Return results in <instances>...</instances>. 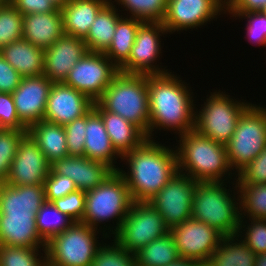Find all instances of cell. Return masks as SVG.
<instances>
[{"mask_svg": "<svg viewBox=\"0 0 266 266\" xmlns=\"http://www.w3.org/2000/svg\"><path fill=\"white\" fill-rule=\"evenodd\" d=\"M23 15L10 3L0 6V49L22 39Z\"/></svg>", "mask_w": 266, "mask_h": 266, "instance_id": "38", "label": "cell"}, {"mask_svg": "<svg viewBox=\"0 0 266 266\" xmlns=\"http://www.w3.org/2000/svg\"><path fill=\"white\" fill-rule=\"evenodd\" d=\"M198 181L177 172L149 203L169 229L191 218L194 189Z\"/></svg>", "mask_w": 266, "mask_h": 266, "instance_id": "13", "label": "cell"}, {"mask_svg": "<svg viewBox=\"0 0 266 266\" xmlns=\"http://www.w3.org/2000/svg\"><path fill=\"white\" fill-rule=\"evenodd\" d=\"M53 82L45 75L23 77L12 93L19 120L28 128L44 119Z\"/></svg>", "mask_w": 266, "mask_h": 266, "instance_id": "17", "label": "cell"}, {"mask_svg": "<svg viewBox=\"0 0 266 266\" xmlns=\"http://www.w3.org/2000/svg\"><path fill=\"white\" fill-rule=\"evenodd\" d=\"M230 17H239L247 19L246 35L248 41L257 46H266V14L263 11L247 12V13H227Z\"/></svg>", "mask_w": 266, "mask_h": 266, "instance_id": "41", "label": "cell"}, {"mask_svg": "<svg viewBox=\"0 0 266 266\" xmlns=\"http://www.w3.org/2000/svg\"><path fill=\"white\" fill-rule=\"evenodd\" d=\"M27 133L39 146L50 164L69 156L64 126L42 120L29 126Z\"/></svg>", "mask_w": 266, "mask_h": 266, "instance_id": "28", "label": "cell"}, {"mask_svg": "<svg viewBox=\"0 0 266 266\" xmlns=\"http://www.w3.org/2000/svg\"><path fill=\"white\" fill-rule=\"evenodd\" d=\"M256 254L238 234L222 237L204 266H255Z\"/></svg>", "mask_w": 266, "mask_h": 266, "instance_id": "30", "label": "cell"}, {"mask_svg": "<svg viewBox=\"0 0 266 266\" xmlns=\"http://www.w3.org/2000/svg\"><path fill=\"white\" fill-rule=\"evenodd\" d=\"M44 51L22 38L2 47L0 54L22 77H37L43 75Z\"/></svg>", "mask_w": 266, "mask_h": 266, "instance_id": "27", "label": "cell"}, {"mask_svg": "<svg viewBox=\"0 0 266 266\" xmlns=\"http://www.w3.org/2000/svg\"><path fill=\"white\" fill-rule=\"evenodd\" d=\"M40 254L41 247L0 245V266H47L46 252Z\"/></svg>", "mask_w": 266, "mask_h": 266, "instance_id": "36", "label": "cell"}, {"mask_svg": "<svg viewBox=\"0 0 266 266\" xmlns=\"http://www.w3.org/2000/svg\"><path fill=\"white\" fill-rule=\"evenodd\" d=\"M22 78L0 54V92L12 94L19 86Z\"/></svg>", "mask_w": 266, "mask_h": 266, "instance_id": "47", "label": "cell"}, {"mask_svg": "<svg viewBox=\"0 0 266 266\" xmlns=\"http://www.w3.org/2000/svg\"><path fill=\"white\" fill-rule=\"evenodd\" d=\"M127 11V17L143 22H162L167 11L168 0H110ZM123 6V7H122ZM129 11V12H128ZM128 13L130 15H128ZM132 14V15H131Z\"/></svg>", "mask_w": 266, "mask_h": 266, "instance_id": "35", "label": "cell"}, {"mask_svg": "<svg viewBox=\"0 0 266 266\" xmlns=\"http://www.w3.org/2000/svg\"><path fill=\"white\" fill-rule=\"evenodd\" d=\"M110 0H70L60 8L65 35L84 39L97 14Z\"/></svg>", "mask_w": 266, "mask_h": 266, "instance_id": "25", "label": "cell"}, {"mask_svg": "<svg viewBox=\"0 0 266 266\" xmlns=\"http://www.w3.org/2000/svg\"><path fill=\"white\" fill-rule=\"evenodd\" d=\"M106 111L138 126L148 138L149 97L147 75L119 72L97 101Z\"/></svg>", "mask_w": 266, "mask_h": 266, "instance_id": "6", "label": "cell"}, {"mask_svg": "<svg viewBox=\"0 0 266 266\" xmlns=\"http://www.w3.org/2000/svg\"><path fill=\"white\" fill-rule=\"evenodd\" d=\"M118 73L119 68L104 53L88 51L63 83L97 102Z\"/></svg>", "mask_w": 266, "mask_h": 266, "instance_id": "11", "label": "cell"}, {"mask_svg": "<svg viewBox=\"0 0 266 266\" xmlns=\"http://www.w3.org/2000/svg\"><path fill=\"white\" fill-rule=\"evenodd\" d=\"M99 230L74 222L46 243L47 266H91L97 250ZM99 243V244H98Z\"/></svg>", "mask_w": 266, "mask_h": 266, "instance_id": "8", "label": "cell"}, {"mask_svg": "<svg viewBox=\"0 0 266 266\" xmlns=\"http://www.w3.org/2000/svg\"><path fill=\"white\" fill-rule=\"evenodd\" d=\"M135 256L137 266H166L180 258L170 231L142 247Z\"/></svg>", "mask_w": 266, "mask_h": 266, "instance_id": "32", "label": "cell"}, {"mask_svg": "<svg viewBox=\"0 0 266 266\" xmlns=\"http://www.w3.org/2000/svg\"><path fill=\"white\" fill-rule=\"evenodd\" d=\"M88 51L83 39L64 34L45 49L43 75L53 83L64 82L70 70Z\"/></svg>", "mask_w": 266, "mask_h": 266, "instance_id": "19", "label": "cell"}, {"mask_svg": "<svg viewBox=\"0 0 266 266\" xmlns=\"http://www.w3.org/2000/svg\"><path fill=\"white\" fill-rule=\"evenodd\" d=\"M266 0H225V13H247L262 11Z\"/></svg>", "mask_w": 266, "mask_h": 266, "instance_id": "49", "label": "cell"}, {"mask_svg": "<svg viewBox=\"0 0 266 266\" xmlns=\"http://www.w3.org/2000/svg\"><path fill=\"white\" fill-rule=\"evenodd\" d=\"M27 129L0 128V184L5 183L19 144Z\"/></svg>", "mask_w": 266, "mask_h": 266, "instance_id": "37", "label": "cell"}, {"mask_svg": "<svg viewBox=\"0 0 266 266\" xmlns=\"http://www.w3.org/2000/svg\"><path fill=\"white\" fill-rule=\"evenodd\" d=\"M8 2H10V0H0V6Z\"/></svg>", "mask_w": 266, "mask_h": 266, "instance_id": "53", "label": "cell"}, {"mask_svg": "<svg viewBox=\"0 0 266 266\" xmlns=\"http://www.w3.org/2000/svg\"><path fill=\"white\" fill-rule=\"evenodd\" d=\"M250 104L240 115L236 129L225 145L231 169L239 172L266 147V107Z\"/></svg>", "mask_w": 266, "mask_h": 266, "instance_id": "9", "label": "cell"}, {"mask_svg": "<svg viewBox=\"0 0 266 266\" xmlns=\"http://www.w3.org/2000/svg\"><path fill=\"white\" fill-rule=\"evenodd\" d=\"M58 8H62L70 0H51Z\"/></svg>", "mask_w": 266, "mask_h": 266, "instance_id": "52", "label": "cell"}, {"mask_svg": "<svg viewBox=\"0 0 266 266\" xmlns=\"http://www.w3.org/2000/svg\"><path fill=\"white\" fill-rule=\"evenodd\" d=\"M64 34L60 8L54 12L23 16L22 38L35 46L46 49Z\"/></svg>", "mask_w": 266, "mask_h": 266, "instance_id": "23", "label": "cell"}, {"mask_svg": "<svg viewBox=\"0 0 266 266\" xmlns=\"http://www.w3.org/2000/svg\"><path fill=\"white\" fill-rule=\"evenodd\" d=\"M132 204L133 199L124 178L118 171H114L102 184L85 193V212L81 223L99 230V223L104 224L111 219H117L114 224L116 226L110 227V224L103 226L102 236L109 238L111 234L114 235L118 231ZM109 229V233H105Z\"/></svg>", "mask_w": 266, "mask_h": 266, "instance_id": "5", "label": "cell"}, {"mask_svg": "<svg viewBox=\"0 0 266 266\" xmlns=\"http://www.w3.org/2000/svg\"><path fill=\"white\" fill-rule=\"evenodd\" d=\"M10 3L23 16L27 14L49 13L58 9L51 0H10Z\"/></svg>", "mask_w": 266, "mask_h": 266, "instance_id": "48", "label": "cell"}, {"mask_svg": "<svg viewBox=\"0 0 266 266\" xmlns=\"http://www.w3.org/2000/svg\"><path fill=\"white\" fill-rule=\"evenodd\" d=\"M0 128L27 129L19 120L12 94L0 92Z\"/></svg>", "mask_w": 266, "mask_h": 266, "instance_id": "46", "label": "cell"}, {"mask_svg": "<svg viewBox=\"0 0 266 266\" xmlns=\"http://www.w3.org/2000/svg\"><path fill=\"white\" fill-rule=\"evenodd\" d=\"M146 139L139 147L122 156L128 172L118 169L133 201L151 200L178 172L176 148Z\"/></svg>", "mask_w": 266, "mask_h": 266, "instance_id": "2", "label": "cell"}, {"mask_svg": "<svg viewBox=\"0 0 266 266\" xmlns=\"http://www.w3.org/2000/svg\"><path fill=\"white\" fill-rule=\"evenodd\" d=\"M147 87L148 139H154L152 132L155 129L171 130L179 135L194 130L196 105L193 103V92L185 81L172 72L147 75Z\"/></svg>", "mask_w": 266, "mask_h": 266, "instance_id": "1", "label": "cell"}, {"mask_svg": "<svg viewBox=\"0 0 266 266\" xmlns=\"http://www.w3.org/2000/svg\"><path fill=\"white\" fill-rule=\"evenodd\" d=\"M226 183L230 184L228 181L197 182L194 189L191 215V218L210 225L223 237L237 234L241 219L240 199L239 195L236 196L239 194L237 182L231 183L235 184L234 195L230 194V189L226 188Z\"/></svg>", "mask_w": 266, "mask_h": 266, "instance_id": "4", "label": "cell"}, {"mask_svg": "<svg viewBox=\"0 0 266 266\" xmlns=\"http://www.w3.org/2000/svg\"><path fill=\"white\" fill-rule=\"evenodd\" d=\"M181 258L192 259L203 265L216 250L222 235L210 225L193 218L170 229Z\"/></svg>", "mask_w": 266, "mask_h": 266, "instance_id": "14", "label": "cell"}, {"mask_svg": "<svg viewBox=\"0 0 266 266\" xmlns=\"http://www.w3.org/2000/svg\"><path fill=\"white\" fill-rule=\"evenodd\" d=\"M85 131L84 156L91 160L103 162L114 171H118L119 167L114 165L117 164L115 160L122 157L114 149L103 119L93 107L86 113Z\"/></svg>", "mask_w": 266, "mask_h": 266, "instance_id": "22", "label": "cell"}, {"mask_svg": "<svg viewBox=\"0 0 266 266\" xmlns=\"http://www.w3.org/2000/svg\"><path fill=\"white\" fill-rule=\"evenodd\" d=\"M143 21L122 16L115 29L112 42L104 54L120 68L130 57L136 33Z\"/></svg>", "mask_w": 266, "mask_h": 266, "instance_id": "31", "label": "cell"}, {"mask_svg": "<svg viewBox=\"0 0 266 266\" xmlns=\"http://www.w3.org/2000/svg\"><path fill=\"white\" fill-rule=\"evenodd\" d=\"M195 111L194 130L213 141L226 145L232 137L240 115L251 104L234 100L221 90L211 92Z\"/></svg>", "mask_w": 266, "mask_h": 266, "instance_id": "7", "label": "cell"}, {"mask_svg": "<svg viewBox=\"0 0 266 266\" xmlns=\"http://www.w3.org/2000/svg\"><path fill=\"white\" fill-rule=\"evenodd\" d=\"M44 191L46 201L53 202L77 190L72 179L56 174L51 169L44 181Z\"/></svg>", "mask_w": 266, "mask_h": 266, "instance_id": "45", "label": "cell"}, {"mask_svg": "<svg viewBox=\"0 0 266 266\" xmlns=\"http://www.w3.org/2000/svg\"><path fill=\"white\" fill-rule=\"evenodd\" d=\"M248 222L244 218L240 219L237 234L255 254L266 253V219L249 218Z\"/></svg>", "mask_w": 266, "mask_h": 266, "instance_id": "40", "label": "cell"}, {"mask_svg": "<svg viewBox=\"0 0 266 266\" xmlns=\"http://www.w3.org/2000/svg\"><path fill=\"white\" fill-rule=\"evenodd\" d=\"M93 103L86 95L65 83H53L47 100L44 119L65 126L84 116Z\"/></svg>", "mask_w": 266, "mask_h": 266, "instance_id": "18", "label": "cell"}, {"mask_svg": "<svg viewBox=\"0 0 266 266\" xmlns=\"http://www.w3.org/2000/svg\"><path fill=\"white\" fill-rule=\"evenodd\" d=\"M241 218L266 219V184H237Z\"/></svg>", "mask_w": 266, "mask_h": 266, "instance_id": "34", "label": "cell"}, {"mask_svg": "<svg viewBox=\"0 0 266 266\" xmlns=\"http://www.w3.org/2000/svg\"><path fill=\"white\" fill-rule=\"evenodd\" d=\"M166 266H204V265L198 261L180 257L176 261L171 262L170 264Z\"/></svg>", "mask_w": 266, "mask_h": 266, "instance_id": "50", "label": "cell"}, {"mask_svg": "<svg viewBox=\"0 0 266 266\" xmlns=\"http://www.w3.org/2000/svg\"><path fill=\"white\" fill-rule=\"evenodd\" d=\"M73 223L71 218L48 201H45L36 215L38 234L45 243H48L57 234L64 232Z\"/></svg>", "mask_w": 266, "mask_h": 266, "instance_id": "33", "label": "cell"}, {"mask_svg": "<svg viewBox=\"0 0 266 266\" xmlns=\"http://www.w3.org/2000/svg\"><path fill=\"white\" fill-rule=\"evenodd\" d=\"M50 166L46 156L27 133L19 144L5 183L12 186L44 184Z\"/></svg>", "mask_w": 266, "mask_h": 266, "instance_id": "16", "label": "cell"}, {"mask_svg": "<svg viewBox=\"0 0 266 266\" xmlns=\"http://www.w3.org/2000/svg\"><path fill=\"white\" fill-rule=\"evenodd\" d=\"M262 11L266 14V7Z\"/></svg>", "mask_w": 266, "mask_h": 266, "instance_id": "54", "label": "cell"}, {"mask_svg": "<svg viewBox=\"0 0 266 266\" xmlns=\"http://www.w3.org/2000/svg\"><path fill=\"white\" fill-rule=\"evenodd\" d=\"M225 11V0H168L163 26L169 34L206 25Z\"/></svg>", "mask_w": 266, "mask_h": 266, "instance_id": "15", "label": "cell"}, {"mask_svg": "<svg viewBox=\"0 0 266 266\" xmlns=\"http://www.w3.org/2000/svg\"><path fill=\"white\" fill-rule=\"evenodd\" d=\"M0 245L18 247H42L46 252V243L40 238L36 217L0 215Z\"/></svg>", "mask_w": 266, "mask_h": 266, "instance_id": "26", "label": "cell"}, {"mask_svg": "<svg viewBox=\"0 0 266 266\" xmlns=\"http://www.w3.org/2000/svg\"><path fill=\"white\" fill-rule=\"evenodd\" d=\"M85 193L77 189L64 197L54 200L52 203L74 222H82L85 212Z\"/></svg>", "mask_w": 266, "mask_h": 266, "instance_id": "44", "label": "cell"}, {"mask_svg": "<svg viewBox=\"0 0 266 266\" xmlns=\"http://www.w3.org/2000/svg\"><path fill=\"white\" fill-rule=\"evenodd\" d=\"M169 231L163 217L149 201H133L126 218L112 236L114 237L112 241L135 254Z\"/></svg>", "mask_w": 266, "mask_h": 266, "instance_id": "10", "label": "cell"}, {"mask_svg": "<svg viewBox=\"0 0 266 266\" xmlns=\"http://www.w3.org/2000/svg\"><path fill=\"white\" fill-rule=\"evenodd\" d=\"M116 5L109 1L97 14L87 36L83 39L90 52L104 53L110 46L120 15Z\"/></svg>", "mask_w": 266, "mask_h": 266, "instance_id": "29", "label": "cell"}, {"mask_svg": "<svg viewBox=\"0 0 266 266\" xmlns=\"http://www.w3.org/2000/svg\"><path fill=\"white\" fill-rule=\"evenodd\" d=\"M104 244L97 250L91 266H137L134 253L122 248L115 241L111 245Z\"/></svg>", "mask_w": 266, "mask_h": 266, "instance_id": "39", "label": "cell"}, {"mask_svg": "<svg viewBox=\"0 0 266 266\" xmlns=\"http://www.w3.org/2000/svg\"><path fill=\"white\" fill-rule=\"evenodd\" d=\"M255 266H266V253L256 254Z\"/></svg>", "mask_w": 266, "mask_h": 266, "instance_id": "51", "label": "cell"}, {"mask_svg": "<svg viewBox=\"0 0 266 266\" xmlns=\"http://www.w3.org/2000/svg\"><path fill=\"white\" fill-rule=\"evenodd\" d=\"M234 179L237 184H266V147Z\"/></svg>", "mask_w": 266, "mask_h": 266, "instance_id": "42", "label": "cell"}, {"mask_svg": "<svg viewBox=\"0 0 266 266\" xmlns=\"http://www.w3.org/2000/svg\"><path fill=\"white\" fill-rule=\"evenodd\" d=\"M45 201L43 184L26 186L0 184V215L36 217Z\"/></svg>", "mask_w": 266, "mask_h": 266, "instance_id": "21", "label": "cell"}, {"mask_svg": "<svg viewBox=\"0 0 266 266\" xmlns=\"http://www.w3.org/2000/svg\"><path fill=\"white\" fill-rule=\"evenodd\" d=\"M178 137L179 145L175 146L178 172L198 182H225L227 180L229 182L232 176L236 175L231 172L225 145L195 130L178 135Z\"/></svg>", "mask_w": 266, "mask_h": 266, "instance_id": "3", "label": "cell"}, {"mask_svg": "<svg viewBox=\"0 0 266 266\" xmlns=\"http://www.w3.org/2000/svg\"><path fill=\"white\" fill-rule=\"evenodd\" d=\"M69 156H84L86 114L64 126Z\"/></svg>", "mask_w": 266, "mask_h": 266, "instance_id": "43", "label": "cell"}, {"mask_svg": "<svg viewBox=\"0 0 266 266\" xmlns=\"http://www.w3.org/2000/svg\"><path fill=\"white\" fill-rule=\"evenodd\" d=\"M50 169L72 179L77 189L84 192L96 188L114 172L107 164L85 156H67L56 160Z\"/></svg>", "mask_w": 266, "mask_h": 266, "instance_id": "20", "label": "cell"}, {"mask_svg": "<svg viewBox=\"0 0 266 266\" xmlns=\"http://www.w3.org/2000/svg\"><path fill=\"white\" fill-rule=\"evenodd\" d=\"M168 34L162 22H143L136 33L129 59L119 68L123 74L159 75L168 73L166 67H159L162 35ZM156 62V63H155ZM155 64V65H154ZM157 64V65H156Z\"/></svg>", "mask_w": 266, "mask_h": 266, "instance_id": "12", "label": "cell"}, {"mask_svg": "<svg viewBox=\"0 0 266 266\" xmlns=\"http://www.w3.org/2000/svg\"><path fill=\"white\" fill-rule=\"evenodd\" d=\"M93 108L103 119L111 143L121 157L139 147L147 139L146 134L138 126L118 114L106 111L98 102L93 103Z\"/></svg>", "mask_w": 266, "mask_h": 266, "instance_id": "24", "label": "cell"}]
</instances>
